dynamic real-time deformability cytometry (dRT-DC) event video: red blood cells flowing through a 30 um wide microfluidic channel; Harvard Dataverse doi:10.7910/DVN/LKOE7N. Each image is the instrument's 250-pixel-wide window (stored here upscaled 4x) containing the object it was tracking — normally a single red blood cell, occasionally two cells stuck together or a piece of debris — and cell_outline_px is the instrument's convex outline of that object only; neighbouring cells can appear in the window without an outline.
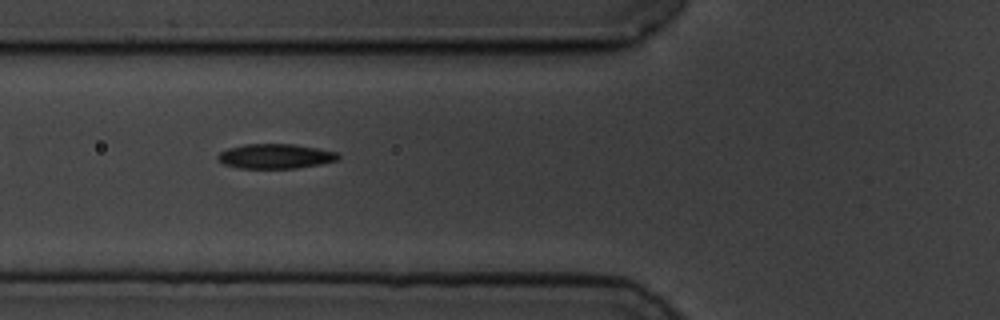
{"species": "common noctule bat (a hibernating species)", "species_latin": "Nyctalus noctula", "temperature_condition": "cold", "stored_images_in_passage": 38, "camera_frame_rate_fps": 3000, "um_per_image_px": 0.085, "animal": {"sex": "male", "body_mass_g": 19.5, "forearm_length_mm": 54.6}, "frame": {"image": 1, "passage_image": 3, "time_ms": 0.667, "image_size_px": [1000, 320], "cell_outline_px": [[340, 156], [336, 160], [320, 164], [296, 168], [240, 168], [224, 164], [216, 156], [220, 152], [228, 148], [244, 144], [296, 144], [336, 152]], "centroid_in_image_um": [23.39, 13.27], "position_along_channel_um": 102.4, "area_um2": 17.17}}
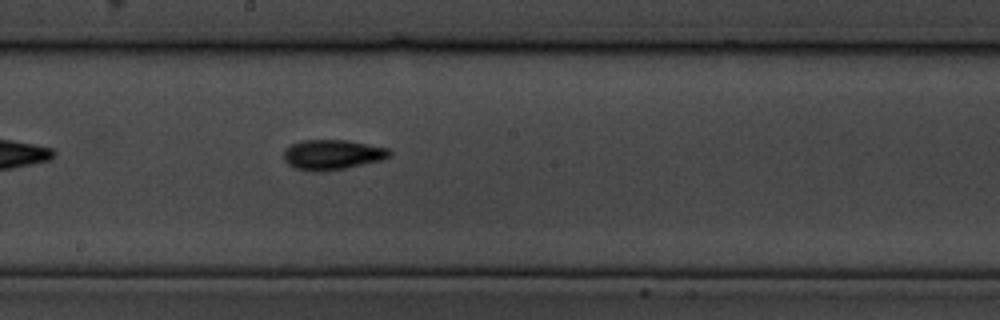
{"frame": {"image": 2, "passage_image": 13, "time_ms": 4.0, "image_size_px": [1000, 320], "cell_outline_px": [[392, 156], [380, 160], [344, 168], [320, 172], [316, 172], [296, 168], [288, 164], [284, 160], [284, 152], [292, 144], [300, 140], [348, 140], [388, 148], [392, 152]], "centroid_in_image_um": [28.26, 13.14], "position_along_channel_um": 219.9, "area_um2": 18.38}}
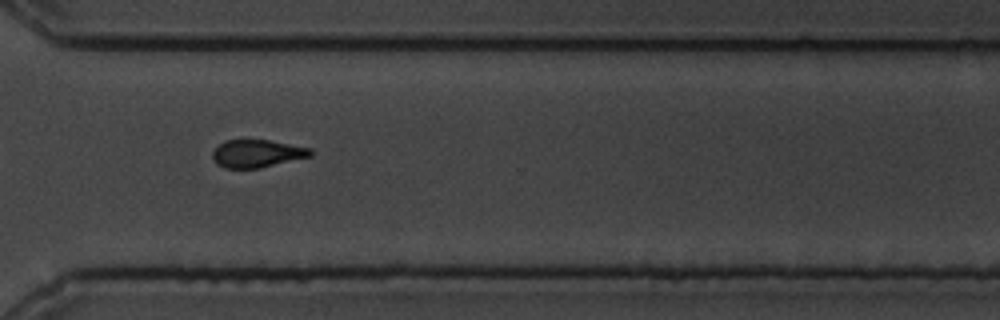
{"frame": {"image": 3, "passage_image": 24, "time_ms": 7.667, "image_size_px": [1000, 320], "cell_outline_px": [[312, 156], [260, 168], [224, 168], [216, 164], [212, 156], [212, 152], [224, 140], [268, 140], [312, 148]], "centroid_in_image_um": [21.85, 13.05], "position_along_channel_um": 348.8, "area_um2": 15.84}}